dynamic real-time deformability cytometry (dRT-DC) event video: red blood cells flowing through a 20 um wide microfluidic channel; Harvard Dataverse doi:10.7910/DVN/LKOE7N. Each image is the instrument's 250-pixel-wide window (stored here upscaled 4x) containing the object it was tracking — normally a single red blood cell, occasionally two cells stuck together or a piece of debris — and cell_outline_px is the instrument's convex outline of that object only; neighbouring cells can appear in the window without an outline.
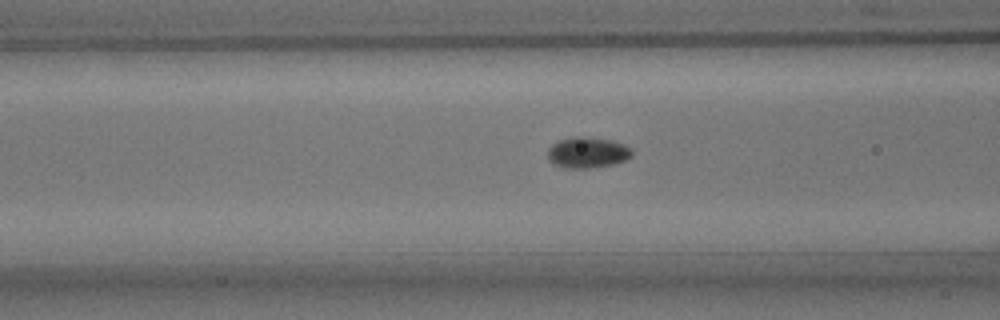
{"species": "common noctule bat (a hibernating species)", "species_latin": "Nyctalus noctula", "temperature_condition": "room temperature", "stored_images_in_passage": 37, "camera_frame_rate_fps": 3000, "um_per_image_px": 0.085, "animal": {"sex": "male", "body_mass_g": 15.6}, "frame": {"image": 1, "passage_image": 9, "time_ms": 2.667, "image_size_px": [1000, 320], "cell_outline_px": [[632, 156], [628, 160], [616, 164], [592, 168], [564, 168], [552, 164], [548, 160], [548, 148], [556, 140], [576, 136], [584, 136], [612, 140], [624, 144], [632, 148]], "centroid_in_image_um": [49.94, 12.97], "position_along_channel_um": 116.7, "area_um2": 15.66}}
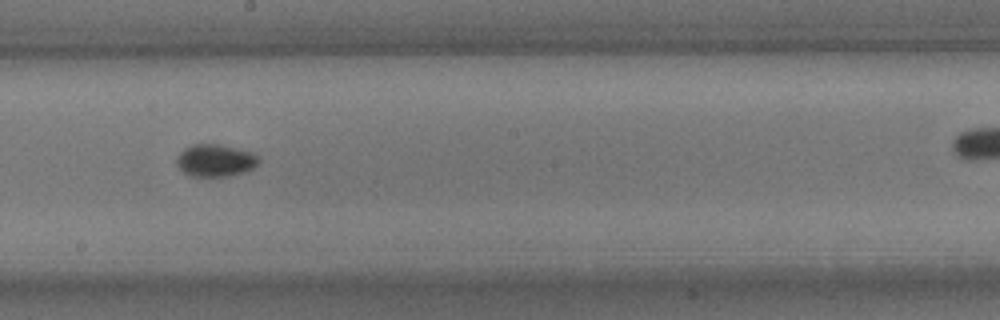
{"frame": {"image": 2, "passage_image": 18, "time_ms": 5.667, "image_size_px": [1000, 320], "cell_outline_px": [[260, 160], [252, 168], [244, 172], [228, 176], [188, 176], [176, 164], [176, 156], [184, 148], [192, 144], [216, 144], [252, 152]], "centroid_in_image_um": [18.25, 13.64], "position_along_channel_um": 229.9, "area_um2": 15.32}}
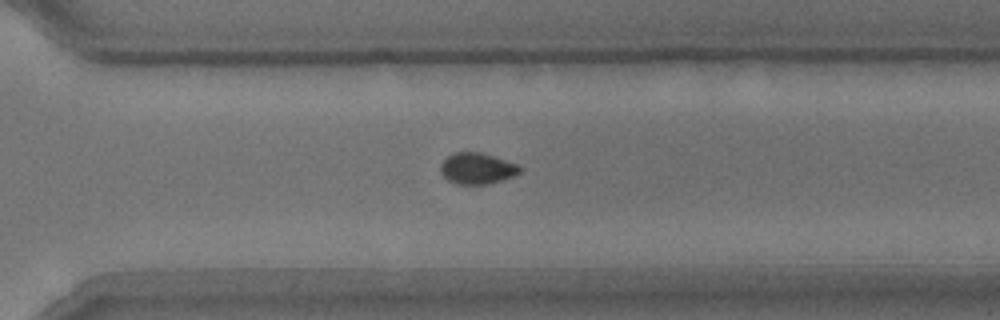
{"frame": {"image": 3, "passage_image": 26, "time_ms": 8.333, "image_size_px": [1000, 320], "cell_outline_px": [[520, 172], [512, 176], [488, 184], [456, 184], [448, 180], [440, 172], [440, 164], [452, 152], [480, 152], [516, 164], [520, 168]], "centroid_in_image_um": [40.49, 14.32], "position_along_channel_um": 330.1, "area_um2": 14.16}, "authors_computed_cell_mechanics": {"area_um2": 14.6234, "velocity_mm_per_s": 3.7684, "shape_relaxation_time_tau1_ms": 1.721, "shape_relaxation_time_tau2_ms": null, "deformation_change_tau1": 0.0599, "deformation_change_tau2": null}}